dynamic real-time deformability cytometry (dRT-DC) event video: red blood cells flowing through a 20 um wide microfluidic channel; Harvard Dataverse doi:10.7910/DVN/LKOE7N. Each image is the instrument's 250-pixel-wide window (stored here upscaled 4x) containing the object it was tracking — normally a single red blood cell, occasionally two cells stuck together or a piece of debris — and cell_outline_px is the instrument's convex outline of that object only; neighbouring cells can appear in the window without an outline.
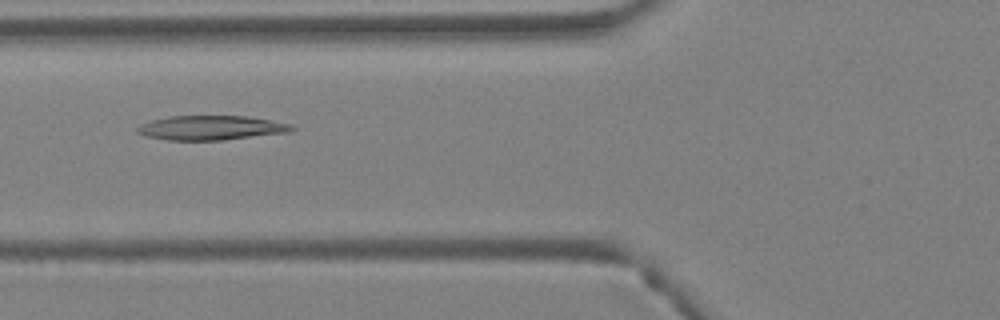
{"species": "Egyptian fruit bat (a non-hibernating species)", "species_latin": "Rousettus aegyptiacus", "temperature_condition": "warm", "stored_images_in_passage": 5, "camera_frame_rate_fps": 3000, "um_per_image_px": 0.085, "animal": {"sex": "female"}, "frame": {"image": 1, "passage_image": 5, "time_ms": 1.333, "image_size_px": [1000, 320], "cell_outline_px": [[296, 128], [292, 132], [224, 140], [168, 140], [144, 136], [136, 132], [136, 128], [140, 124], [152, 120], [168, 116], [248, 116], [272, 120], [292, 124]], "centroid_in_image_um": [17.97, 10.86], "position_along_channel_um": 107.8, "area_um2": 22.25}}